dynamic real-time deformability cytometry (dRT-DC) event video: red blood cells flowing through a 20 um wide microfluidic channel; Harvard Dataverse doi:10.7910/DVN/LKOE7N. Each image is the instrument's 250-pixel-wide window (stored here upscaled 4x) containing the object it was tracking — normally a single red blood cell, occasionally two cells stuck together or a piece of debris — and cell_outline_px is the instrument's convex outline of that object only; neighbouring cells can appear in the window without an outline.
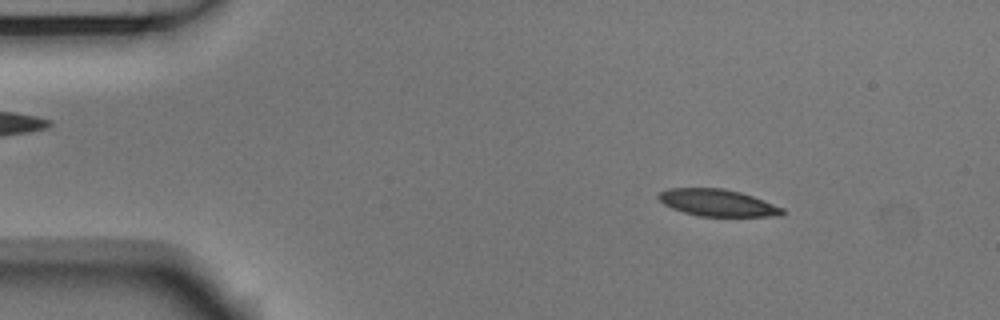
{"species": "Egyptian fruit bat (a non-hibernating species)", "species_latin": "Rousettus aegyptiacus", "temperature_condition": "room temperature", "stored_images_in_passage": 51, "camera_frame_rate_fps": 3000, "um_per_image_px": 0.085, "animal": {"sex": "male"}, "frame": {"image": 1, "passage_image": 5, "time_ms": 1.333, "image_size_px": [1000, 320], "cell_outline_px": [[784, 212], [780, 216], [700, 216], [684, 212], [672, 208], [664, 204], [656, 196], [660, 192], [668, 188], [724, 188], [740, 192], [764, 200], [784, 208]], "centroid_in_image_um": [60.99, 17.23], "position_along_channel_um": 24.0, "area_um2": 19.36}}
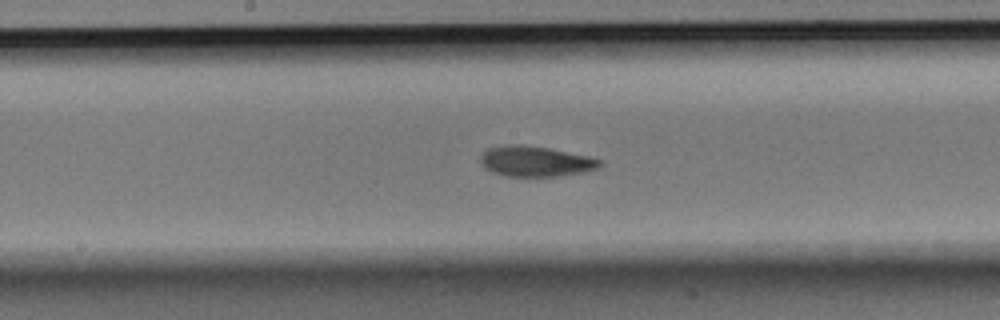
{"frame": {"image": 2, "passage_image": 25, "time_ms": 8.0, "image_size_px": [1000, 320], "cell_outline_px": [[604, 164], [596, 168], [580, 172], [556, 176], [504, 176], [492, 172], [484, 168], [480, 160], [480, 156], [488, 148], [508, 144], [520, 144], [548, 148], [588, 156], [600, 160]], "centroid_in_image_um": [45.47, 13.71], "position_along_channel_um": 202.7, "area_um2": 20.98}}
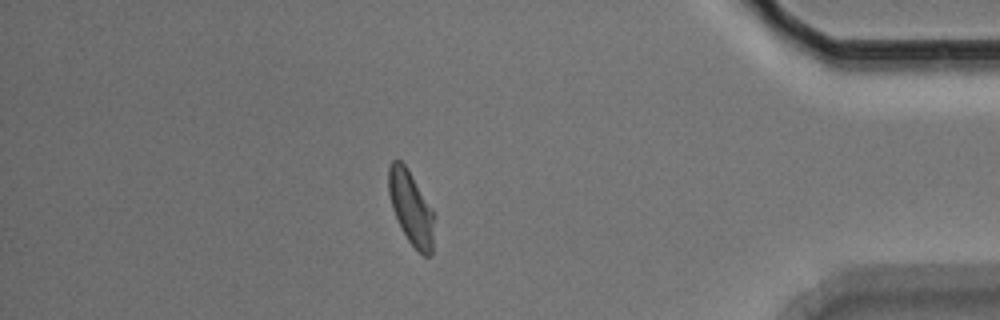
{"frame": {"image": 3, "passage_image": 44, "time_ms": 14.333, "image_size_px": [1000, 320], "cell_outline_px": [[432, 252], [428, 256], [424, 256], [408, 240], [392, 208], [388, 192], [388, 168], [392, 160], [400, 160], [408, 168], [432, 208]], "centroid_in_image_um": [34.9, 17.6], "position_along_channel_um": 400.3, "area_um2": 19.02}, "authors_computed_cell_mechanics": {"area_um2": 20.4612, "velocity_mm_per_s": 3.7236, "shape_relaxation_time_tau1_ms": 7.8285, "shape_relaxation_time_tau2_ms": 3.0039, "deformation_change_tau1": 0.1939, "deformation_change_tau2": 0.0887}}